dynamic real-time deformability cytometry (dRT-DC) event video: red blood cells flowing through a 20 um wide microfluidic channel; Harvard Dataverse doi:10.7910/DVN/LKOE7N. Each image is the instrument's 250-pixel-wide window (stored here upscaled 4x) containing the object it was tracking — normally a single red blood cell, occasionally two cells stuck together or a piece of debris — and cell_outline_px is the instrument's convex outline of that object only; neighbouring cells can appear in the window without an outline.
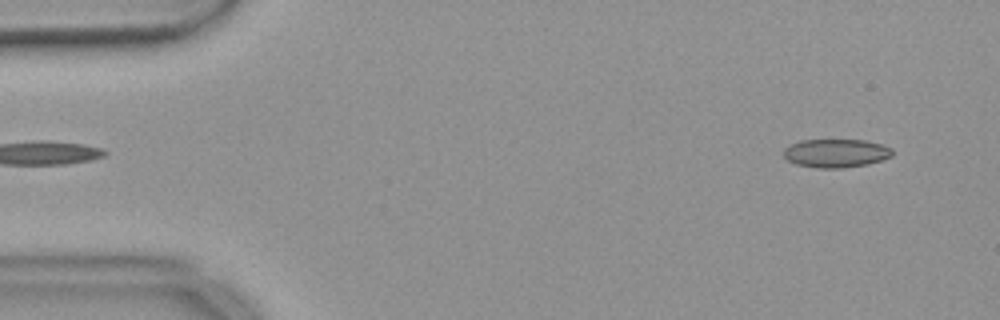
{"species": "common noctule bat (a hibernating species)", "species_latin": "Nyctalus noctula", "temperature_condition": "warm", "stored_images_in_passage": 50, "camera_frame_rate_fps": 3000, "um_per_image_px": 0.085, "animal": {"sex": "female", "body_mass_g": 18.4}, "frame": {"image": 1, "passage_image": 3, "time_ms": 0.667, "image_size_px": [1000, 320], "cell_outline_px": [[892, 156], [868, 164], [840, 168], [820, 168], [796, 164], [788, 160], [784, 156], [784, 148], [800, 140], [864, 140], [880, 144], [892, 148]], "centroid_in_image_um": [71.05, 13.02], "position_along_channel_um": 13.9, "area_um2": 17.86}}
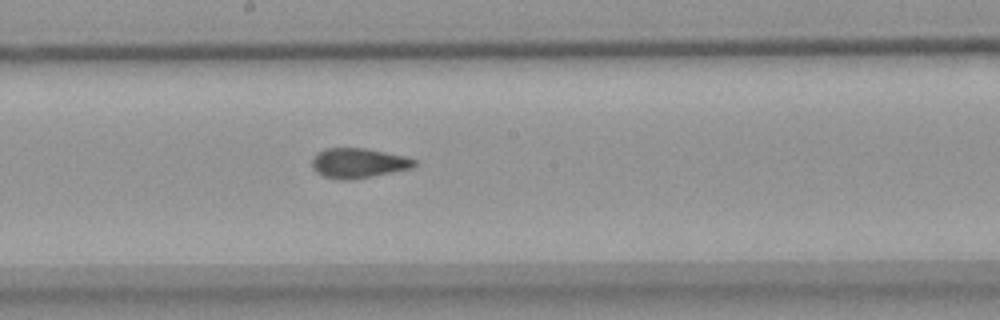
{"frame": {"image": 2, "passage_image": 28, "time_ms": 9.0, "image_size_px": [1000, 320], "cell_outline_px": [[416, 164], [412, 168], [352, 180], [336, 180], [324, 176], [316, 172], [312, 168], [312, 160], [316, 152], [324, 148], [364, 148], [404, 156], [416, 160]], "centroid_in_image_um": [30.41, 13.87], "position_along_channel_um": 217.8, "area_um2": 17.86}}
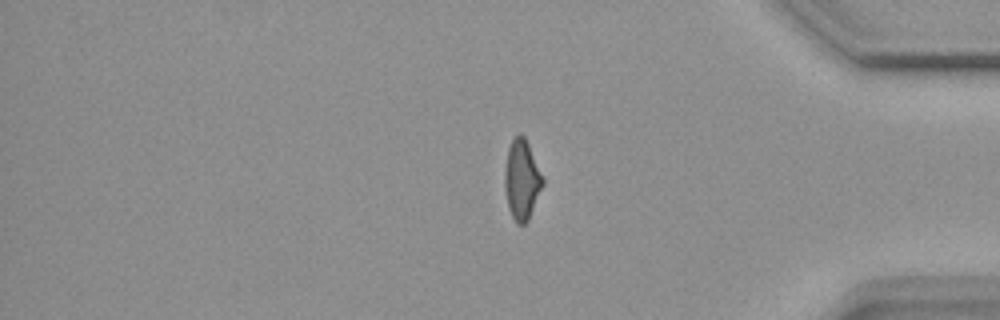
{"frame": {"image": 3, "passage_image": 44, "time_ms": 14.333, "image_size_px": [1000, 320], "cell_outline_px": [[544, 184], [528, 220], [524, 224], [516, 224], [508, 208], [504, 184], [504, 172], [508, 148], [512, 140], [520, 132], [524, 136], [528, 144], [544, 180]], "centroid_in_image_um": [44.34, 15.29], "position_along_channel_um": 390.9, "area_um2": 17.57}}